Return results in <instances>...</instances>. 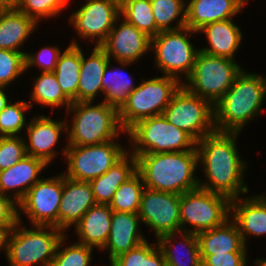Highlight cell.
Returning a JSON list of instances; mask_svg holds the SVG:
<instances>
[{"label":"cell","instance_id":"1","mask_svg":"<svg viewBox=\"0 0 266 266\" xmlns=\"http://www.w3.org/2000/svg\"><path fill=\"white\" fill-rule=\"evenodd\" d=\"M239 135L241 133L215 131L196 142L197 171L200 169L204 175V180L199 177L200 188L230 200L249 193L250 188L245 183L248 161L239 152Z\"/></svg>","mask_w":266,"mask_h":266},{"label":"cell","instance_id":"2","mask_svg":"<svg viewBox=\"0 0 266 266\" xmlns=\"http://www.w3.org/2000/svg\"><path fill=\"white\" fill-rule=\"evenodd\" d=\"M265 99L266 75L243 68L228 91L214 104L215 130L241 133L248 123L259 119Z\"/></svg>","mask_w":266,"mask_h":266},{"label":"cell","instance_id":"3","mask_svg":"<svg viewBox=\"0 0 266 266\" xmlns=\"http://www.w3.org/2000/svg\"><path fill=\"white\" fill-rule=\"evenodd\" d=\"M197 150L137 156L145 188L181 195L199 187Z\"/></svg>","mask_w":266,"mask_h":266},{"label":"cell","instance_id":"4","mask_svg":"<svg viewBox=\"0 0 266 266\" xmlns=\"http://www.w3.org/2000/svg\"><path fill=\"white\" fill-rule=\"evenodd\" d=\"M67 145L101 144L127 136L121 127L119 112L105 102H73L66 111ZM68 118V119H67ZM121 135V136H120Z\"/></svg>","mask_w":266,"mask_h":266},{"label":"cell","instance_id":"5","mask_svg":"<svg viewBox=\"0 0 266 266\" xmlns=\"http://www.w3.org/2000/svg\"><path fill=\"white\" fill-rule=\"evenodd\" d=\"M19 221L12 229L5 256L9 266H50L65 233L54 226Z\"/></svg>","mask_w":266,"mask_h":266},{"label":"cell","instance_id":"6","mask_svg":"<svg viewBox=\"0 0 266 266\" xmlns=\"http://www.w3.org/2000/svg\"><path fill=\"white\" fill-rule=\"evenodd\" d=\"M126 132L128 151L136 157L146 153L197 150L196 141L166 120L163 114L144 118Z\"/></svg>","mask_w":266,"mask_h":266},{"label":"cell","instance_id":"7","mask_svg":"<svg viewBox=\"0 0 266 266\" xmlns=\"http://www.w3.org/2000/svg\"><path fill=\"white\" fill-rule=\"evenodd\" d=\"M197 31L190 28L160 31L151 38L154 68L162 75L176 78L181 84L190 76L199 47L190 41ZM196 46V47H195Z\"/></svg>","mask_w":266,"mask_h":266},{"label":"cell","instance_id":"8","mask_svg":"<svg viewBox=\"0 0 266 266\" xmlns=\"http://www.w3.org/2000/svg\"><path fill=\"white\" fill-rule=\"evenodd\" d=\"M140 80L118 111L121 127L125 131L144 118L162 115L173 94L182 85L176 78L165 75Z\"/></svg>","mask_w":266,"mask_h":266},{"label":"cell","instance_id":"9","mask_svg":"<svg viewBox=\"0 0 266 266\" xmlns=\"http://www.w3.org/2000/svg\"><path fill=\"white\" fill-rule=\"evenodd\" d=\"M242 66L237 60L209 55L200 50L190 76L182 85L214 105L232 86L243 70Z\"/></svg>","mask_w":266,"mask_h":266},{"label":"cell","instance_id":"10","mask_svg":"<svg viewBox=\"0 0 266 266\" xmlns=\"http://www.w3.org/2000/svg\"><path fill=\"white\" fill-rule=\"evenodd\" d=\"M230 204L228 197L200 187L181 194V231L198 234L222 225L230 218Z\"/></svg>","mask_w":266,"mask_h":266},{"label":"cell","instance_id":"11","mask_svg":"<svg viewBox=\"0 0 266 266\" xmlns=\"http://www.w3.org/2000/svg\"><path fill=\"white\" fill-rule=\"evenodd\" d=\"M127 152L119 138L94 145H68L64 158L67 168L62 173L74 180L91 181L107 172Z\"/></svg>","mask_w":266,"mask_h":266},{"label":"cell","instance_id":"12","mask_svg":"<svg viewBox=\"0 0 266 266\" xmlns=\"http://www.w3.org/2000/svg\"><path fill=\"white\" fill-rule=\"evenodd\" d=\"M163 116L196 142L215 132L214 105L189 92L183 85L173 94Z\"/></svg>","mask_w":266,"mask_h":266},{"label":"cell","instance_id":"13","mask_svg":"<svg viewBox=\"0 0 266 266\" xmlns=\"http://www.w3.org/2000/svg\"><path fill=\"white\" fill-rule=\"evenodd\" d=\"M62 192V172L51 177L43 176L18 203V220L23 221V214L30 225L59 228V205Z\"/></svg>","mask_w":266,"mask_h":266},{"label":"cell","instance_id":"14","mask_svg":"<svg viewBox=\"0 0 266 266\" xmlns=\"http://www.w3.org/2000/svg\"><path fill=\"white\" fill-rule=\"evenodd\" d=\"M68 16L69 26L75 30L79 41H89L100 46L120 17V0H85ZM94 44V45H93Z\"/></svg>","mask_w":266,"mask_h":266},{"label":"cell","instance_id":"15","mask_svg":"<svg viewBox=\"0 0 266 266\" xmlns=\"http://www.w3.org/2000/svg\"><path fill=\"white\" fill-rule=\"evenodd\" d=\"M137 214L142 225L153 231V240L165 234L181 231L178 194L145 188Z\"/></svg>","mask_w":266,"mask_h":266},{"label":"cell","instance_id":"16","mask_svg":"<svg viewBox=\"0 0 266 266\" xmlns=\"http://www.w3.org/2000/svg\"><path fill=\"white\" fill-rule=\"evenodd\" d=\"M63 118L59 121L40 113L29 119L25 135H23L27 155L43 160L49 166L58 158V154H62L65 158L67 143L60 147L62 152L56 151V146L59 147L58 142L62 143L60 142L62 136L67 141V136H65L67 135V123L65 117ZM26 135L28 137L25 138Z\"/></svg>","mask_w":266,"mask_h":266},{"label":"cell","instance_id":"17","mask_svg":"<svg viewBox=\"0 0 266 266\" xmlns=\"http://www.w3.org/2000/svg\"><path fill=\"white\" fill-rule=\"evenodd\" d=\"M99 47L111 60L136 64L151 53V37L120 16Z\"/></svg>","mask_w":266,"mask_h":266},{"label":"cell","instance_id":"18","mask_svg":"<svg viewBox=\"0 0 266 266\" xmlns=\"http://www.w3.org/2000/svg\"><path fill=\"white\" fill-rule=\"evenodd\" d=\"M230 218L235 222L247 246L252 237L266 235V193L243 195L231 200Z\"/></svg>","mask_w":266,"mask_h":266},{"label":"cell","instance_id":"19","mask_svg":"<svg viewBox=\"0 0 266 266\" xmlns=\"http://www.w3.org/2000/svg\"><path fill=\"white\" fill-rule=\"evenodd\" d=\"M96 205L89 181H79L63 174V192L59 205V229L65 234Z\"/></svg>","mask_w":266,"mask_h":266},{"label":"cell","instance_id":"20","mask_svg":"<svg viewBox=\"0 0 266 266\" xmlns=\"http://www.w3.org/2000/svg\"><path fill=\"white\" fill-rule=\"evenodd\" d=\"M141 224L138 214L113 211L110 233L105 246L100 250V253L108 252L109 264L147 240Z\"/></svg>","mask_w":266,"mask_h":266},{"label":"cell","instance_id":"21","mask_svg":"<svg viewBox=\"0 0 266 266\" xmlns=\"http://www.w3.org/2000/svg\"><path fill=\"white\" fill-rule=\"evenodd\" d=\"M48 167L43 160L26 155L10 168L0 171V193L19 203Z\"/></svg>","mask_w":266,"mask_h":266},{"label":"cell","instance_id":"22","mask_svg":"<svg viewBox=\"0 0 266 266\" xmlns=\"http://www.w3.org/2000/svg\"><path fill=\"white\" fill-rule=\"evenodd\" d=\"M249 1L186 0V27L198 31L206 24L237 18Z\"/></svg>","mask_w":266,"mask_h":266},{"label":"cell","instance_id":"23","mask_svg":"<svg viewBox=\"0 0 266 266\" xmlns=\"http://www.w3.org/2000/svg\"><path fill=\"white\" fill-rule=\"evenodd\" d=\"M197 33L198 36L204 34L208 40V46L200 48L202 52L236 60L244 34L234 18L206 24Z\"/></svg>","mask_w":266,"mask_h":266},{"label":"cell","instance_id":"24","mask_svg":"<svg viewBox=\"0 0 266 266\" xmlns=\"http://www.w3.org/2000/svg\"><path fill=\"white\" fill-rule=\"evenodd\" d=\"M39 24L14 6L0 7V49L22 52ZM23 47V48H22Z\"/></svg>","mask_w":266,"mask_h":266},{"label":"cell","instance_id":"25","mask_svg":"<svg viewBox=\"0 0 266 266\" xmlns=\"http://www.w3.org/2000/svg\"><path fill=\"white\" fill-rule=\"evenodd\" d=\"M82 49L81 45V67L77 102H97L96 99L102 94V76L110 59L99 46H93L91 52L86 50L89 54H84L85 50Z\"/></svg>","mask_w":266,"mask_h":266},{"label":"cell","instance_id":"26","mask_svg":"<svg viewBox=\"0 0 266 266\" xmlns=\"http://www.w3.org/2000/svg\"><path fill=\"white\" fill-rule=\"evenodd\" d=\"M112 213L109 205L96 204L91 207L73 228L78 237L76 242L100 251L110 233Z\"/></svg>","mask_w":266,"mask_h":266},{"label":"cell","instance_id":"27","mask_svg":"<svg viewBox=\"0 0 266 266\" xmlns=\"http://www.w3.org/2000/svg\"><path fill=\"white\" fill-rule=\"evenodd\" d=\"M156 241L167 266H202L197 234L180 231L160 236Z\"/></svg>","mask_w":266,"mask_h":266},{"label":"cell","instance_id":"28","mask_svg":"<svg viewBox=\"0 0 266 266\" xmlns=\"http://www.w3.org/2000/svg\"><path fill=\"white\" fill-rule=\"evenodd\" d=\"M112 63L113 60L110 59L102 76L101 84L103 98L101 101L119 111L127 102L128 95L139 84L133 82L136 81L133 79L134 76L129 74L126 69L130 66L132 67L133 63L115 61L114 64L116 63L118 67L116 64L114 65Z\"/></svg>","mask_w":266,"mask_h":266},{"label":"cell","instance_id":"29","mask_svg":"<svg viewBox=\"0 0 266 266\" xmlns=\"http://www.w3.org/2000/svg\"><path fill=\"white\" fill-rule=\"evenodd\" d=\"M137 171V157L129 151L104 174L89 181L96 204L109 205L119 186Z\"/></svg>","mask_w":266,"mask_h":266},{"label":"cell","instance_id":"30","mask_svg":"<svg viewBox=\"0 0 266 266\" xmlns=\"http://www.w3.org/2000/svg\"><path fill=\"white\" fill-rule=\"evenodd\" d=\"M200 255L248 252L235 222L229 218L222 225L197 234Z\"/></svg>","mask_w":266,"mask_h":266},{"label":"cell","instance_id":"31","mask_svg":"<svg viewBox=\"0 0 266 266\" xmlns=\"http://www.w3.org/2000/svg\"><path fill=\"white\" fill-rule=\"evenodd\" d=\"M81 67V45L74 39L60 53L56 68L53 71L63 93L72 101L77 102L78 84Z\"/></svg>","mask_w":266,"mask_h":266},{"label":"cell","instance_id":"32","mask_svg":"<svg viewBox=\"0 0 266 266\" xmlns=\"http://www.w3.org/2000/svg\"><path fill=\"white\" fill-rule=\"evenodd\" d=\"M38 75V76H37ZM37 75L32 77L33 83L30 86L29 105L35 104L42 106L52 107L51 113L55 112V109H67L73 103L62 91L59 86V82L54 74V72H39ZM55 108V109H54Z\"/></svg>","mask_w":266,"mask_h":266},{"label":"cell","instance_id":"33","mask_svg":"<svg viewBox=\"0 0 266 266\" xmlns=\"http://www.w3.org/2000/svg\"><path fill=\"white\" fill-rule=\"evenodd\" d=\"M150 3L156 27L160 31L186 27V0H150Z\"/></svg>","mask_w":266,"mask_h":266},{"label":"cell","instance_id":"34","mask_svg":"<svg viewBox=\"0 0 266 266\" xmlns=\"http://www.w3.org/2000/svg\"><path fill=\"white\" fill-rule=\"evenodd\" d=\"M120 16L151 38L160 32L150 0H120Z\"/></svg>","mask_w":266,"mask_h":266},{"label":"cell","instance_id":"35","mask_svg":"<svg viewBox=\"0 0 266 266\" xmlns=\"http://www.w3.org/2000/svg\"><path fill=\"white\" fill-rule=\"evenodd\" d=\"M145 185L141 174L136 171L116 190L110 208L116 212L138 213Z\"/></svg>","mask_w":266,"mask_h":266},{"label":"cell","instance_id":"36","mask_svg":"<svg viewBox=\"0 0 266 266\" xmlns=\"http://www.w3.org/2000/svg\"><path fill=\"white\" fill-rule=\"evenodd\" d=\"M109 266H167V264L157 241L150 243L146 240L120 255Z\"/></svg>","mask_w":266,"mask_h":266},{"label":"cell","instance_id":"37","mask_svg":"<svg viewBox=\"0 0 266 266\" xmlns=\"http://www.w3.org/2000/svg\"><path fill=\"white\" fill-rule=\"evenodd\" d=\"M68 234L60 240L50 266H91L95 249L78 242L68 245L67 238H71Z\"/></svg>","mask_w":266,"mask_h":266},{"label":"cell","instance_id":"38","mask_svg":"<svg viewBox=\"0 0 266 266\" xmlns=\"http://www.w3.org/2000/svg\"><path fill=\"white\" fill-rule=\"evenodd\" d=\"M13 101L11 98L0 112V136H23L28 125L26 112L31 109L28 101Z\"/></svg>","mask_w":266,"mask_h":266},{"label":"cell","instance_id":"39","mask_svg":"<svg viewBox=\"0 0 266 266\" xmlns=\"http://www.w3.org/2000/svg\"><path fill=\"white\" fill-rule=\"evenodd\" d=\"M70 2V0H19L14 7L39 24L44 18L45 21L48 18L56 19L63 10L68 9Z\"/></svg>","mask_w":266,"mask_h":266},{"label":"cell","instance_id":"40","mask_svg":"<svg viewBox=\"0 0 266 266\" xmlns=\"http://www.w3.org/2000/svg\"><path fill=\"white\" fill-rule=\"evenodd\" d=\"M25 74V54L0 49V87L9 88V85L25 77Z\"/></svg>","mask_w":266,"mask_h":266},{"label":"cell","instance_id":"41","mask_svg":"<svg viewBox=\"0 0 266 266\" xmlns=\"http://www.w3.org/2000/svg\"><path fill=\"white\" fill-rule=\"evenodd\" d=\"M61 49L58 45L48 44L35 52L27 51L25 54V72L30 71L33 67L40 72H53L56 68L59 55L63 51Z\"/></svg>","mask_w":266,"mask_h":266},{"label":"cell","instance_id":"42","mask_svg":"<svg viewBox=\"0 0 266 266\" xmlns=\"http://www.w3.org/2000/svg\"><path fill=\"white\" fill-rule=\"evenodd\" d=\"M26 155L23 136H0V171L10 168Z\"/></svg>","mask_w":266,"mask_h":266},{"label":"cell","instance_id":"43","mask_svg":"<svg viewBox=\"0 0 266 266\" xmlns=\"http://www.w3.org/2000/svg\"><path fill=\"white\" fill-rule=\"evenodd\" d=\"M248 252L200 255L202 266H248Z\"/></svg>","mask_w":266,"mask_h":266},{"label":"cell","instance_id":"44","mask_svg":"<svg viewBox=\"0 0 266 266\" xmlns=\"http://www.w3.org/2000/svg\"><path fill=\"white\" fill-rule=\"evenodd\" d=\"M18 222V203L0 193V225H16Z\"/></svg>","mask_w":266,"mask_h":266},{"label":"cell","instance_id":"45","mask_svg":"<svg viewBox=\"0 0 266 266\" xmlns=\"http://www.w3.org/2000/svg\"><path fill=\"white\" fill-rule=\"evenodd\" d=\"M15 225H0V252L3 251L5 256L8 250V241L12 229Z\"/></svg>","mask_w":266,"mask_h":266},{"label":"cell","instance_id":"46","mask_svg":"<svg viewBox=\"0 0 266 266\" xmlns=\"http://www.w3.org/2000/svg\"><path fill=\"white\" fill-rule=\"evenodd\" d=\"M7 89H9V88L0 87V112L6 107V105L11 100L9 97L11 95L10 94L8 95L9 92H6Z\"/></svg>","mask_w":266,"mask_h":266},{"label":"cell","instance_id":"47","mask_svg":"<svg viewBox=\"0 0 266 266\" xmlns=\"http://www.w3.org/2000/svg\"><path fill=\"white\" fill-rule=\"evenodd\" d=\"M19 0H0V7L15 6Z\"/></svg>","mask_w":266,"mask_h":266},{"label":"cell","instance_id":"48","mask_svg":"<svg viewBox=\"0 0 266 266\" xmlns=\"http://www.w3.org/2000/svg\"><path fill=\"white\" fill-rule=\"evenodd\" d=\"M252 264L254 266H266V258H256Z\"/></svg>","mask_w":266,"mask_h":266}]
</instances>
